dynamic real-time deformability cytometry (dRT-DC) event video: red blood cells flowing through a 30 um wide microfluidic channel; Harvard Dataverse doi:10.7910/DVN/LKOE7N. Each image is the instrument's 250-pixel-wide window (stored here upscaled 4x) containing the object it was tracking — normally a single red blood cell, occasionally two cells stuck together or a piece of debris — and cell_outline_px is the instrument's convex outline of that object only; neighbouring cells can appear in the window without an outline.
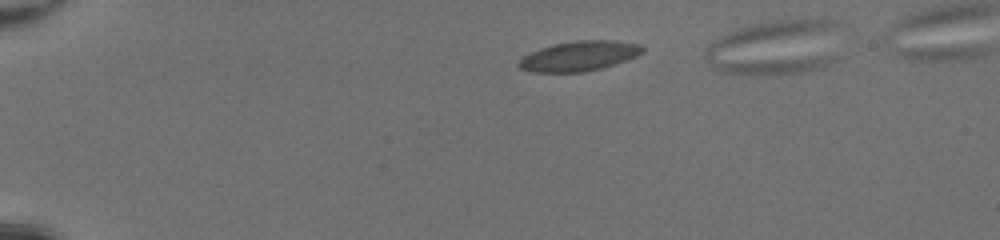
{"species": "common noctule bat (a hibernating species)", "species_latin": "Nyctalus noctula", "temperature_condition": "room temperature", "stored_images_in_passage": 2, "camera_frame_rate_fps": 3000, "um_per_image_px": 0.085, "animal": {"sex": "female", "body_mass_g": 20.0, "forearm_length_mm": 54.0}, "frame": {"image": 1, "passage_image": 1, "time_ms": 0.0, "image_size_px": [1000, 240], "cell_outline_px": [[644, 52], [636, 56], [600, 68], [584, 72], [532, 72], [520, 68], [516, 64], [524, 56], [540, 48], [552, 44], [576, 40], [616, 40], [640, 44], [644, 48]], "centroid_in_image_um": [49.22, 4.75], "position_along_channel_um": 35.8, "area_um2": 21.44}}